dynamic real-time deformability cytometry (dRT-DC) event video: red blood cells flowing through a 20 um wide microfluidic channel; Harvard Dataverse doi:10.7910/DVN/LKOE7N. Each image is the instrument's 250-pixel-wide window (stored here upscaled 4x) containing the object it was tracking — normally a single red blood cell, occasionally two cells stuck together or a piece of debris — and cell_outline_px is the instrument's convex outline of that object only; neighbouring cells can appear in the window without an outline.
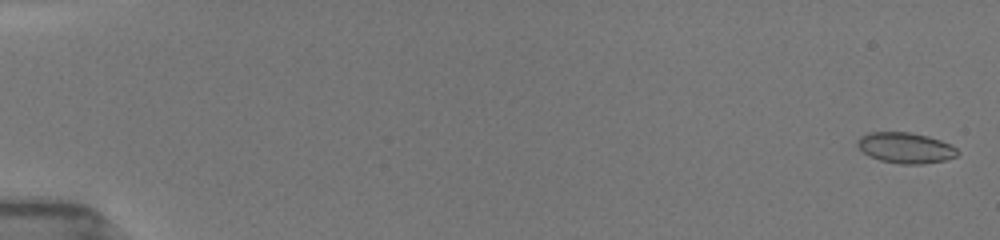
{"species": "common noctule bat (a hibernating species)", "species_latin": "Nyctalus noctula", "temperature_condition": "room temperature", "stored_images_in_passage": 11, "camera_frame_rate_fps": 3000, "um_per_image_px": 0.085, "animal": {"sex": "female", "body_mass_g": 19.5, "forearm_length_mm": 54.1}, "frame": {"image": 1, "passage_image": 2, "time_ms": 0.333, "image_size_px": [1000, 240], "cell_outline_px": [[956, 156], [944, 160], [920, 164], [900, 164], [880, 160], [864, 152], [856, 144], [856, 140], [860, 136], [868, 132], [908, 132], [928, 136], [940, 140], [956, 148]], "centroid_in_image_um": [76.92, 12.55], "position_along_channel_um": 8.1, "area_um2": 17.63}}